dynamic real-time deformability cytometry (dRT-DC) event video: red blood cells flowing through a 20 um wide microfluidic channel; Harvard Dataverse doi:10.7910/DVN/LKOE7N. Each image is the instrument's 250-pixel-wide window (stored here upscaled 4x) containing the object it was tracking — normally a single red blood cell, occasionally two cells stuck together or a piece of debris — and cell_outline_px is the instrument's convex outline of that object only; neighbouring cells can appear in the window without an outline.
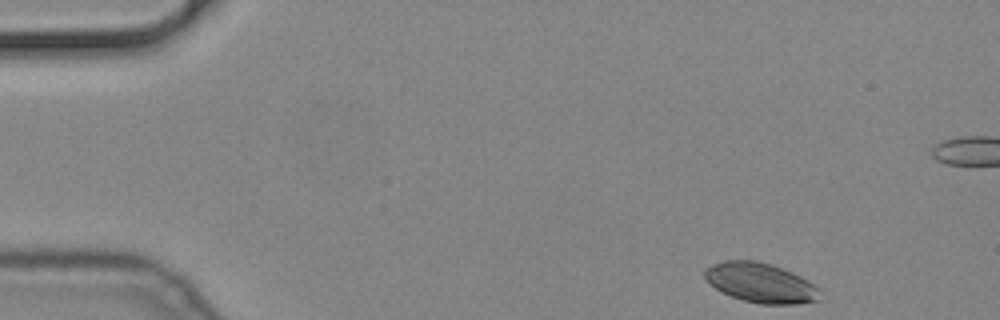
{"species": "common noctule bat (a hibernating species)", "species_latin": "Nyctalus noctula", "temperature_condition": "cold", "stored_images_in_passage": 53, "camera_frame_rate_fps": 3000, "um_per_image_px": 0.085, "animal": {"sex": "male", "body_mass_g": 19.2, "forearm_length_mm": 51.8}, "frame": {"image": 1, "passage_image": 1, "time_ms": 0.0, "image_size_px": [1000, 320], "cell_outline_px": [[820, 300], [796, 304], [760, 304], [744, 300], [732, 296], [716, 288], [704, 280], [704, 272], [708, 268], [724, 260], [756, 260], [772, 264], [792, 272], [808, 280], [820, 288]], "centroid_in_image_um": [64.69, 24.04], "position_along_channel_um": 20.3, "area_um2": 26.59}}
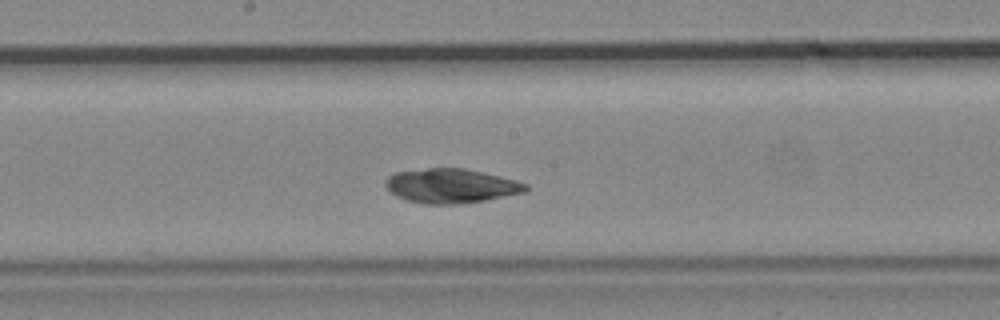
{"frame": {"image": 2, "passage_image": 25, "time_ms": 8.0, "image_size_px": [1000, 320], "cell_outline_px": [[528, 188], [524, 192], [484, 200], [460, 204], [424, 204], [408, 200], [396, 196], [384, 184], [384, 180], [388, 176], [396, 172], [428, 168], [464, 168], [500, 176], [516, 180], [528, 184]], "centroid_in_image_um": [38.32, 15.79], "position_along_channel_um": 209.9, "area_um2": 27.92}}
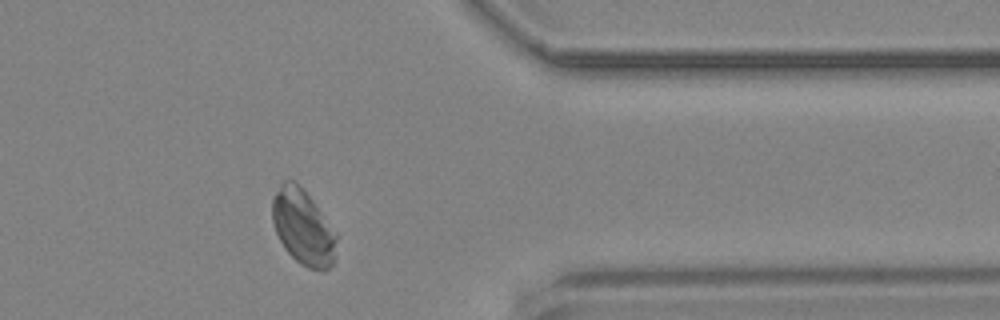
{"frame": {"image": 3, "passage_image": 41, "time_ms": 13.333, "image_size_px": [1000, 320], "cell_outline_px": [[336, 240], [332, 264], [324, 272], [308, 268], [300, 264], [284, 248], [276, 232], [272, 220], [272, 196], [280, 184], [284, 180], [296, 180], [312, 200], [336, 236]], "centroid_in_image_um": [25.7, 19.3], "position_along_channel_um": 385.7, "area_um2": 27.74}}